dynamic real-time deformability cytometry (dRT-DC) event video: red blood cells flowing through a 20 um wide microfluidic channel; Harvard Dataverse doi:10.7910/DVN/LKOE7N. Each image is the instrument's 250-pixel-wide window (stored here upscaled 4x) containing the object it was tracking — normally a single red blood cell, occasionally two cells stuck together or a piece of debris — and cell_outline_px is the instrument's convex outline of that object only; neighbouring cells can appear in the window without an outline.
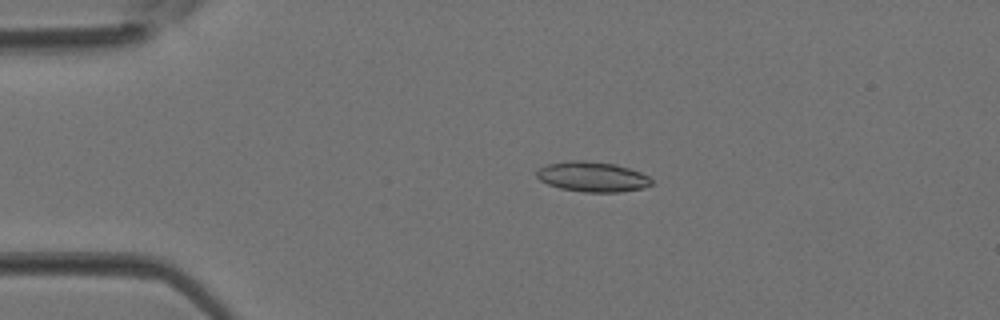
{"species": "Egyptian fruit bat (a non-hibernating species)", "species_latin": "Rousettus aegyptiacus", "temperature_condition": "room temperature", "stored_images_in_passage": 4, "camera_frame_rate_fps": 3000, "um_per_image_px": 0.085, "animal": {"sex": "female"}, "frame": {"image": 1, "passage_image": 3, "time_ms": 0.667, "image_size_px": [1000, 320], "cell_outline_px": [[652, 184], [644, 188], [620, 192], [584, 192], [560, 188], [548, 184], [540, 180], [536, 176], [536, 172], [540, 168], [548, 164], [568, 160], [584, 160], [616, 164], [640, 172], [648, 176], [652, 180]], "centroid_in_image_um": [50.36, 15.02], "position_along_channel_um": 34.6, "area_um2": 20.17}}